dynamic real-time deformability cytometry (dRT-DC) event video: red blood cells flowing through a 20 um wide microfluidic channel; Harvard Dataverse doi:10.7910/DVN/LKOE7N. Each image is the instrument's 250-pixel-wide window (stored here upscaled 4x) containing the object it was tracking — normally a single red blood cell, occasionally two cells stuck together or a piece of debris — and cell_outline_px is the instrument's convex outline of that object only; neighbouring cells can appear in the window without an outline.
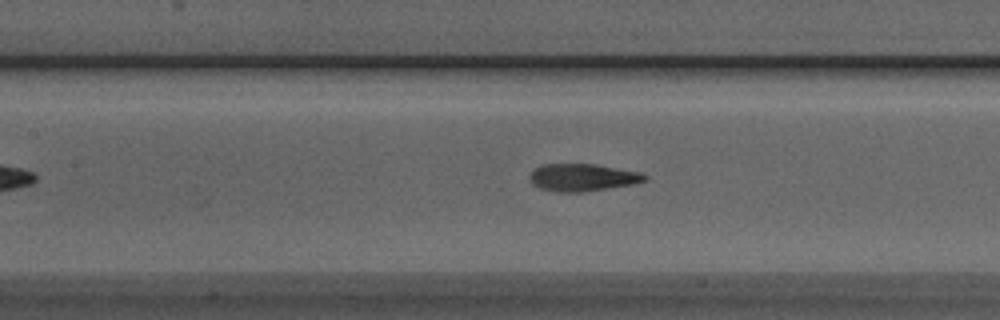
{"species": "Egyptian fruit bat (a non-hibernating species)", "species_latin": "Rousettus aegyptiacus", "temperature_condition": "room temperature", "stored_images_in_passage": 29, "camera_frame_rate_fps": 3000, "um_per_image_px": 0.085, "animal": {"sex": "male"}, "frame": {"image": 1, "passage_image": 11, "time_ms": 3.333, "image_size_px": [1000, 320], "cell_outline_px": [[648, 180], [632, 184], [584, 192], [556, 192], [540, 188], [532, 184], [528, 180], [528, 176], [536, 168], [544, 164], [596, 164], [640, 172], [648, 176]], "centroid_in_image_um": [49.51, 15.08], "position_along_channel_um": 157.9, "area_um2": 18.44}}
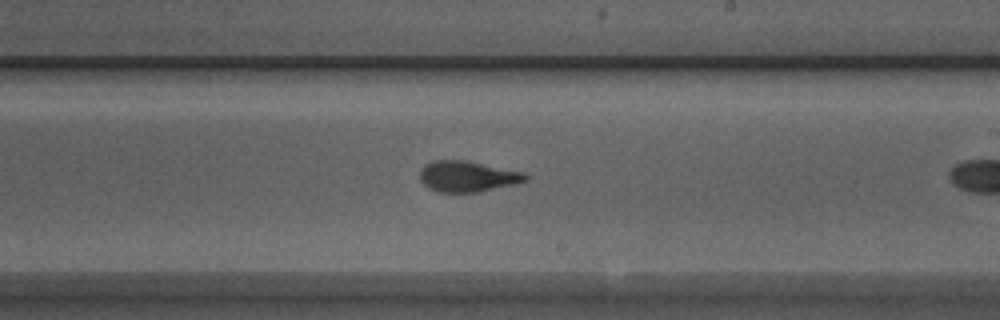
{"frame": {"image": 2, "passage_image": 18, "time_ms": 5.667, "image_size_px": [1000, 320], "cell_outline_px": [[528, 180], [480, 192], [436, 192], [428, 188], [420, 180], [420, 172], [424, 164], [436, 160], [468, 160], [524, 172], [528, 176]], "centroid_in_image_um": [39.72, 14.99], "position_along_channel_um": 249.3, "area_um2": 19.07}}
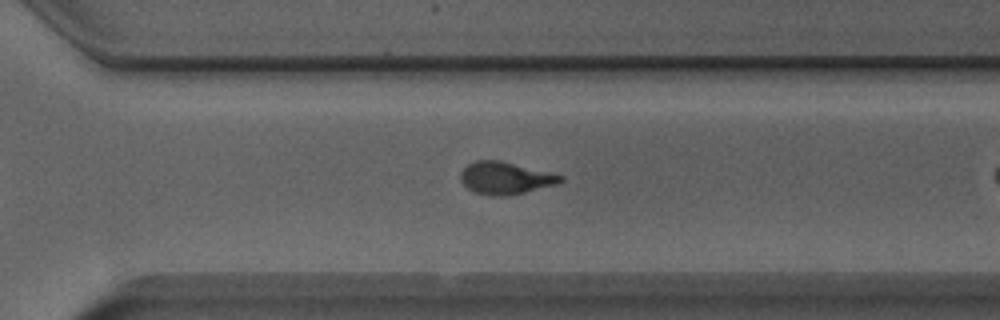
{"frame": {"image": 3, "passage_image": 24, "time_ms": 7.667, "image_size_px": [1000, 320], "cell_outline_px": [[564, 180], [556, 184], [524, 192], [500, 196], [488, 196], [476, 192], [468, 188], [460, 180], [460, 172], [468, 164], [476, 160], [500, 160], [564, 176]], "centroid_in_image_um": [42.92, 15.13], "position_along_channel_um": 327.7, "area_um2": 18.55}}